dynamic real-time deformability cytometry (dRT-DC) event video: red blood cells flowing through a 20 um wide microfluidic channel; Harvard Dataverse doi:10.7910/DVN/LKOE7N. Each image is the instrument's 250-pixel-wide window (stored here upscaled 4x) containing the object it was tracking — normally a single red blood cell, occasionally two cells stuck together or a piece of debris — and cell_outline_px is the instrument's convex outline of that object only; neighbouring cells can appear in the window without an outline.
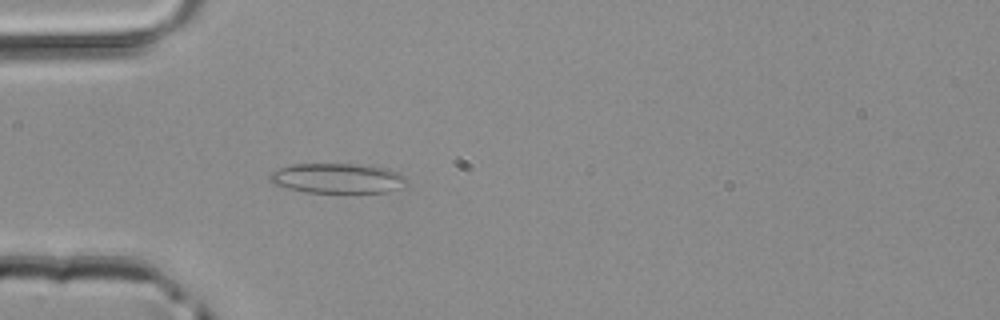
{"species": "common noctule bat (a hibernating species)", "species_latin": "Nyctalus noctula", "temperature_condition": "room temperature", "stored_images_in_passage": 37, "camera_frame_rate_fps": 3000, "um_per_image_px": 0.085, "animal": {"sex": "male", "body_mass_g": 20.4}, "frame": {"image": 1, "passage_image": 4, "time_ms": 1.0, "image_size_px": [1000, 320], "cell_outline_px": [[408, 184], [388, 192], [304, 192], [272, 184], [268, 180], [268, 172], [288, 164], [368, 164], [388, 168], [400, 172], [408, 176]], "centroid_in_image_um": [28.7, 15.13], "position_along_channel_um": 56.3, "area_um2": 24.57}}
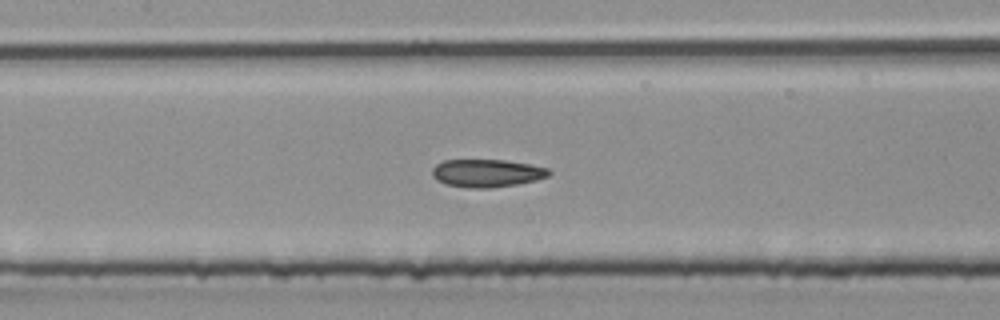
{"frame": {"image": 2, "passage_image": 12, "time_ms": 3.667, "image_size_px": [1000, 320], "cell_outline_px": [[552, 172], [548, 176], [536, 180], [516, 184], [492, 188], [468, 188], [444, 184], [436, 180], [432, 176], [432, 168], [436, 164], [444, 160], [504, 160], [528, 164], [548, 168]], "centroid_in_image_um": [41.35, 14.72], "position_along_channel_um": 166.1, "area_um2": 19.02}}
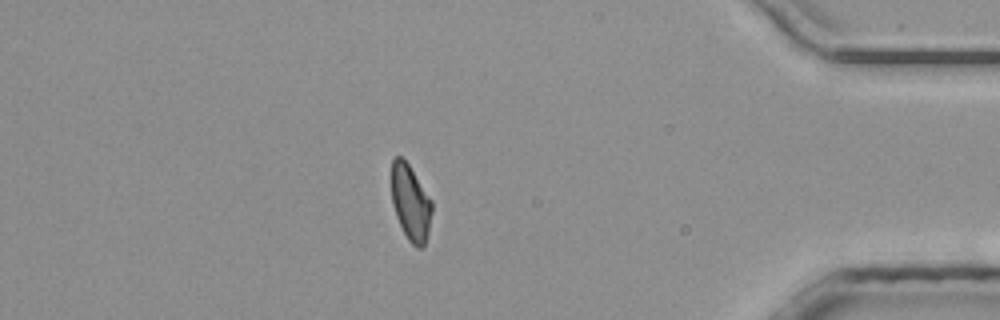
{"frame": {"image": 3, "passage_image": 31, "time_ms": 10.0, "image_size_px": [1000, 320], "cell_outline_px": [[432, 212], [428, 232], [424, 244], [420, 248], [416, 248], [408, 240], [396, 216], [392, 200], [392, 160], [396, 156], [400, 156], [408, 164], [432, 200]], "centroid_in_image_um": [34.91, 17.23], "position_along_channel_um": 400.3, "area_um2": 17.57}}